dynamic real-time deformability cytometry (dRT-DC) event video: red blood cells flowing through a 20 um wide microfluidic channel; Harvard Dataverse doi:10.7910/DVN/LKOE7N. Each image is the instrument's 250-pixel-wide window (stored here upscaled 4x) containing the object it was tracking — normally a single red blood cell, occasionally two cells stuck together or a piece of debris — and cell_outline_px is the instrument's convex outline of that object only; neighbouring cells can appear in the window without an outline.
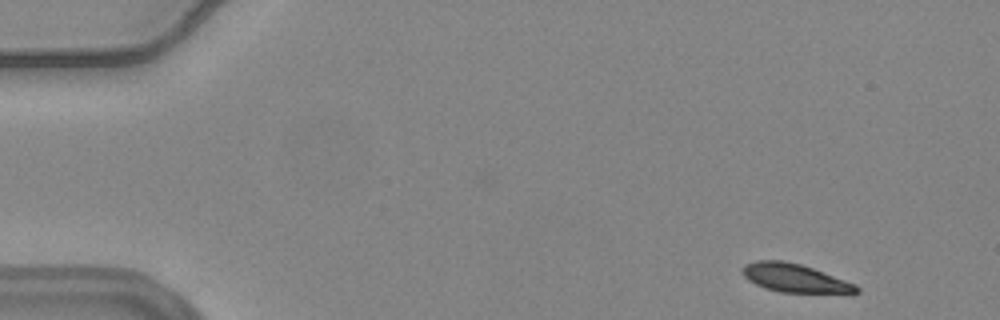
{"species": "common noctule bat (a hibernating species)", "species_latin": "Nyctalus noctula", "temperature_condition": "warm", "stored_images_in_passage": 53, "camera_frame_rate_fps": 3000, "um_per_image_px": 0.085, "animal": {"sex": "female", "body_mass_g": 24.6, "forearm_length_mm": 56.2}, "frame": {"image": 1, "passage_image": 2, "time_ms": 0.333, "image_size_px": [1000, 320], "cell_outline_px": [[860, 292], [780, 292], [764, 288], [748, 280], [740, 272], [744, 264], [756, 260], [784, 260], [800, 264], [812, 268], [856, 284], [860, 288]], "centroid_in_image_um": [67.48, 23.61], "position_along_channel_um": 17.5, "area_um2": 18.67}}
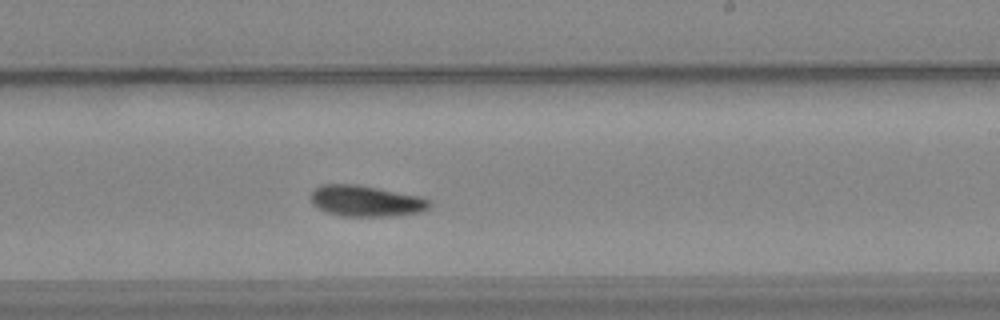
{"frame": {"image": 2, "passage_image": 31, "time_ms": 10.0, "image_size_px": [1000, 320], "cell_outline_px": [[432, 204], [428, 208], [420, 212], [388, 216], [340, 216], [316, 208], [312, 204], [312, 188], [320, 184], [356, 184], [424, 196], [432, 200]], "centroid_in_image_um": [31.12, 17.07], "position_along_channel_um": 257.9, "area_um2": 21.79}}
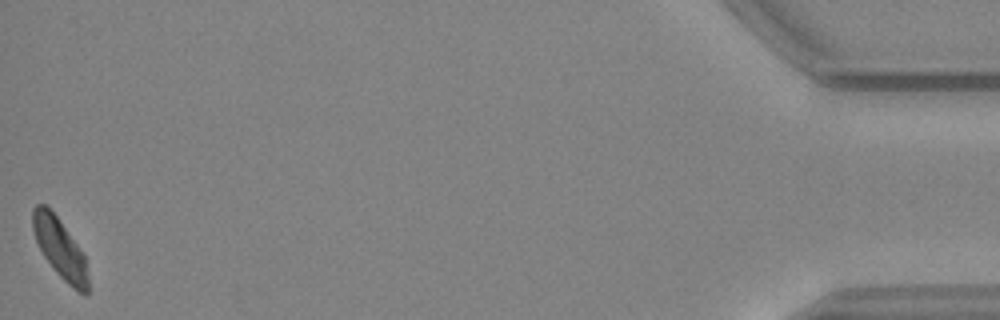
{"frame": {"image": 3, "passage_image": 53, "time_ms": 17.333, "image_size_px": [1000, 320], "cell_outline_px": [[88, 296], [84, 296], [68, 284], [56, 272], [44, 256], [36, 240], [32, 228], [32, 208], [36, 204], [44, 204], [56, 216], [84, 252], [88, 276]], "centroid_in_image_um": [5.11, 21.13], "position_along_channel_um": 430.1, "area_um2": 19.25}, "authors_computed_cell_mechanics": {"area_um2": 20.3456, "velocity_mm_per_s": 3.6644, "shape_relaxation_time_tau1_ms": 5.266, "shape_relaxation_time_tau2_ms": null, "deformation_change_tau1": 0.1374, "deformation_change_tau2": null}}